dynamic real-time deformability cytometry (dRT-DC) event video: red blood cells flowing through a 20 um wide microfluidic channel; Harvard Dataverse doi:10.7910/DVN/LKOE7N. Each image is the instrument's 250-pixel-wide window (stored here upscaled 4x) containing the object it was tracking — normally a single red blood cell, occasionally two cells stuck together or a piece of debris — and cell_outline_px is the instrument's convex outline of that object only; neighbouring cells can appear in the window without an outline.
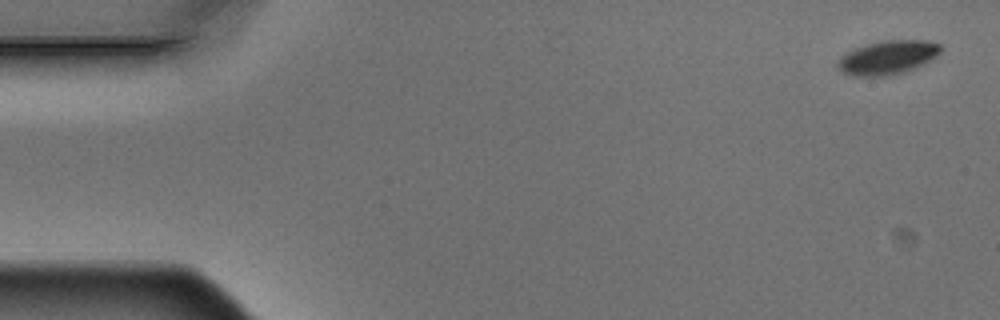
{"species": "Egyptian fruit bat (a non-hibernating species)", "species_latin": "Rousettus aegyptiacus", "temperature_condition": "warm", "stored_images_in_passage": 5, "camera_frame_rate_fps": 3000, "um_per_image_px": 0.085, "animal": {"sex": "male"}, "frame": {"image": 1, "passage_image": 1, "time_ms": 0.0, "image_size_px": [1000, 320], "cell_outline_px": [[944, 48], [936, 56], [904, 72], [888, 76], [852, 76], [844, 72], [836, 64], [840, 56], [856, 48], [868, 44], [884, 40], [928, 40], [940, 44]], "centroid_in_image_um": [75.46, 4.87], "position_along_channel_um": 9.5, "area_um2": 20.06}}
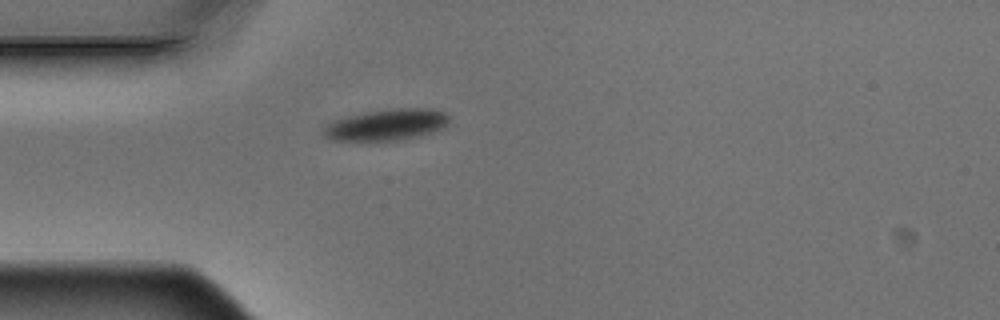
{"frame": {"image": 2, "passage_image": 5, "time_ms": 1.333, "image_size_px": [1000, 320], "cell_outline_px": [[448, 124], [432, 132], [420, 136], [396, 140], [332, 140], [324, 136], [324, 128], [328, 124], [336, 120], [348, 116], [364, 112], [396, 108], [432, 108], [444, 112], [448, 116]], "centroid_in_image_um": [32.89, 10.59], "position_along_channel_um": 52.1, "area_um2": 22.6}}